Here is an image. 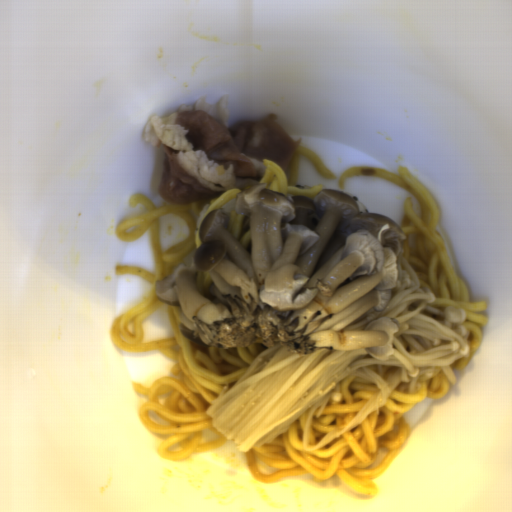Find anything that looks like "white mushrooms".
Wrapping results in <instances>:
<instances>
[{
    "mask_svg": "<svg viewBox=\"0 0 512 512\" xmlns=\"http://www.w3.org/2000/svg\"><path fill=\"white\" fill-rule=\"evenodd\" d=\"M233 208L248 216L250 253L229 212L212 209L200 222V246L155 281L159 301L181 308L180 334L219 349L280 343L295 355L363 348L379 361L390 356L394 317L340 330L387 309L406 240L398 222L361 210L343 191L289 196L263 182L243 187ZM201 270L213 281L204 293L194 285Z\"/></svg>",
    "mask_w": 512,
    "mask_h": 512,
    "instance_id": "1e6be865",
    "label": "white mushrooms"
}]
</instances>
